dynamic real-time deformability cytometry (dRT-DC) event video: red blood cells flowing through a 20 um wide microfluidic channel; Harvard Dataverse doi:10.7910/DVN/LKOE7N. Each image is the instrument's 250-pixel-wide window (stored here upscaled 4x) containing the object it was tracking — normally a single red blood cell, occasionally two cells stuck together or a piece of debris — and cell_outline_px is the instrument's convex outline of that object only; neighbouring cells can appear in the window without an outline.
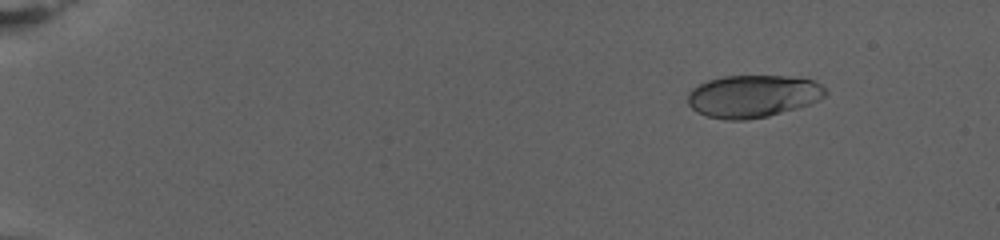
{"species": "human", "species_latin": "Homo sapiens", "temperature_condition": "warm", "stored_images_in_passage": 29, "camera_frame_rate_fps": 3000, "um_per_image_px": 0.085, "donor": {"sex": "female"}, "frame": {"image": 1, "passage_image": 11, "time_ms": 3.333, "image_size_px": [1000, 240], "cell_outline_px": [[828, 92], [824, 96], [808, 104], [796, 108], [768, 116], [748, 120], [724, 120], [708, 116], [696, 112], [688, 104], [688, 92], [692, 88], [708, 80], [724, 76], [788, 76], [812, 80], [820, 84]], "centroid_in_image_um": [63.96, 8.18], "position_along_channel_um": 21.0, "area_um2": 33.93}}
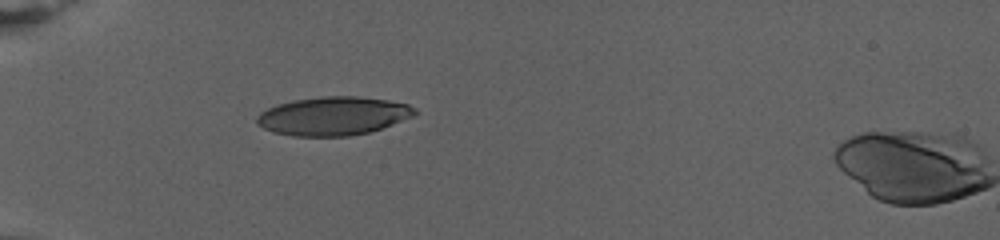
{"frame": {"image": 2, "passage_image": 28, "time_ms": 9.0, "image_size_px": [1000, 240], "cell_outline_px": [[416, 112], [412, 116], [392, 124], [368, 132], [348, 136], [292, 136], [276, 132], [264, 128], [256, 124], [256, 116], [260, 112], [276, 104], [292, 100], [320, 96], [356, 96], [388, 100], [408, 104], [416, 108]], "centroid_in_image_um": [28.28, 9.85], "position_along_channel_um": 56.7, "area_um2": 35.37}}